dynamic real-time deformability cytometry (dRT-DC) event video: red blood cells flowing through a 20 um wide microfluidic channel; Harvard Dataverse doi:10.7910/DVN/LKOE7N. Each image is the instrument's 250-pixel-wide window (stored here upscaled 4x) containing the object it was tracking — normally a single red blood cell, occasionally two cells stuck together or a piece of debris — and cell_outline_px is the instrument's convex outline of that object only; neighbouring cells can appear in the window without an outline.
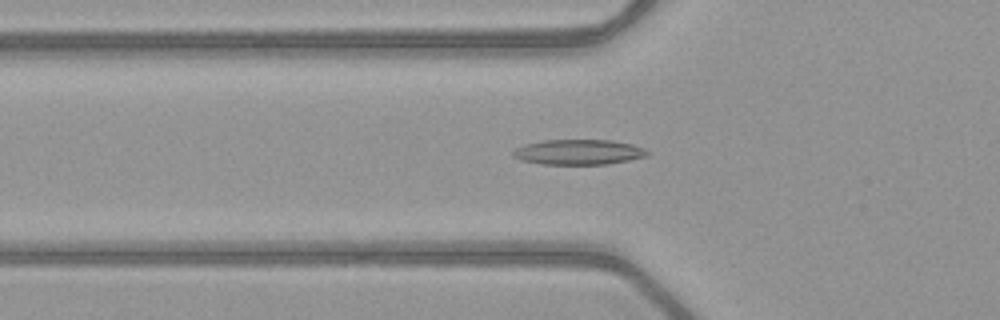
{"species": "common noctule bat (a hibernating species)", "species_latin": "Nyctalus noctula", "temperature_condition": "warm", "stored_images_in_passage": 52, "camera_frame_rate_fps": 3000, "um_per_image_px": 0.085, "animal": {"sex": "female", "body_mass_g": 21.9}, "frame": {"image": 1, "passage_image": 19, "time_ms": 6.0, "image_size_px": [1000, 320], "cell_outline_px": [[652, 152], [648, 156], [608, 164], [544, 164], [520, 160], [512, 156], [512, 152], [516, 148], [524, 144], [544, 140], [612, 140], [632, 144], [644, 148]], "centroid_in_image_um": [49.2, 12.92], "position_along_channel_um": 76.6, "area_um2": 19.83}}
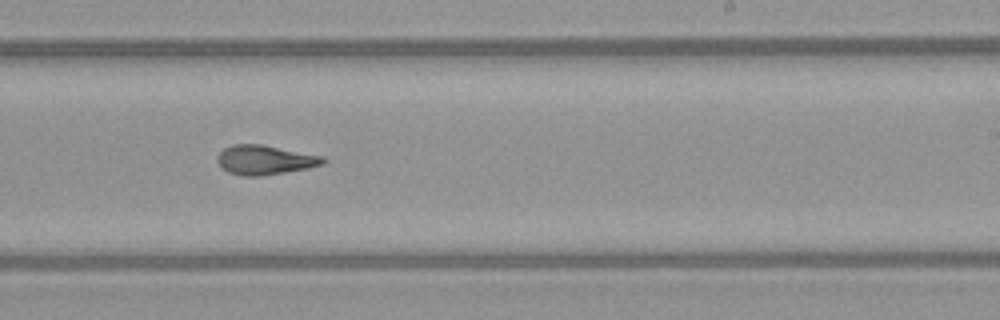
{"frame": {"image": 2, "passage_image": 33, "time_ms": 10.667, "image_size_px": [1000, 320], "cell_outline_px": [[328, 160], [324, 164], [308, 168], [260, 176], [240, 176], [228, 172], [216, 160], [216, 156], [224, 148], [232, 144], [260, 144], [324, 156]], "centroid_in_image_um": [22.52, 13.59], "position_along_channel_um": 266.5, "area_um2": 18.15}}
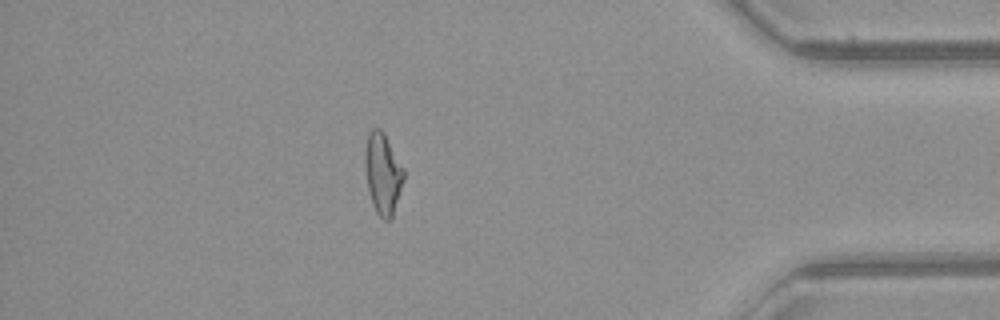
{"frame": {"image": 3, "passage_image": 46, "time_ms": 15.0, "image_size_px": [1000, 320], "cell_outline_px": [[404, 180], [392, 216], [388, 220], [384, 220], [376, 212], [372, 204], [368, 188], [364, 164], [364, 152], [368, 132], [372, 128], [380, 128], [384, 132], [404, 168]], "centroid_in_image_um": [32.53, 14.71], "position_along_channel_um": 402.7, "area_um2": 18.38}, "authors_computed_cell_mechanics": {"area_um2": 18.2937, "velocity_mm_per_s": 4.0455, "shape_relaxation_time_tau1_ms": null, "shape_relaxation_time_tau2_ms": 2.6795, "deformation_change_tau1": null, "deformation_change_tau2": 0.1237}}